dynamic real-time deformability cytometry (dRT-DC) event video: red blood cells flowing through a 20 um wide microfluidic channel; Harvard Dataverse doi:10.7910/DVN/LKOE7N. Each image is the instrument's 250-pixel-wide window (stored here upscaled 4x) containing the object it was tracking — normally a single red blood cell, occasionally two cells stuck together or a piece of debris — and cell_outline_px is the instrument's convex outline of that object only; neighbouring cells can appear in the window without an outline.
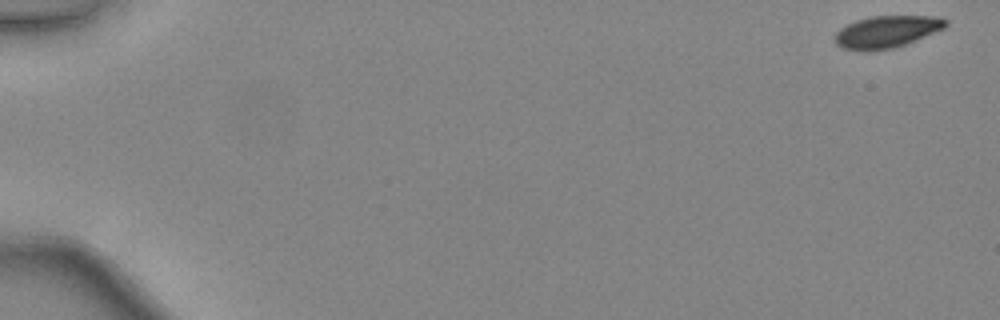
{"species": "common noctule bat (a hibernating species)", "species_latin": "Nyctalus noctula", "temperature_condition": "warm", "stored_images_in_passage": 47, "camera_frame_rate_fps": 3000, "um_per_image_px": 0.085, "animal": {"sex": "female", "body_mass_g": 24.6, "forearm_length_mm": 56.2}, "frame": {"image": 1, "passage_image": 1, "time_ms": 0.0, "image_size_px": [1000, 320], "cell_outline_px": [[948, 24], [944, 28], [916, 40], [892, 48], [844, 48], [836, 44], [832, 40], [836, 32], [840, 28], [856, 20], [872, 16], [932, 16], [948, 20]], "centroid_in_image_um": [75.38, 2.65], "position_along_channel_um": 9.6, "area_um2": 20.0}}
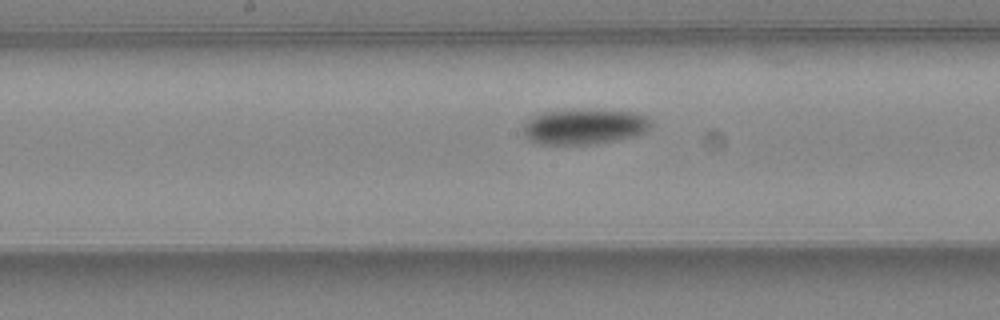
{"frame": {"image": 2, "passage_image": 26, "time_ms": 8.333, "image_size_px": [1000, 320], "cell_outline_px": [[652, 124], [644, 132], [636, 136], [616, 140], [592, 144], [540, 144], [528, 140], [524, 136], [524, 124], [532, 116], [540, 112], [576, 108], [592, 108], [636, 112], [648, 116], [652, 120]], "centroid_in_image_um": [49.68, 10.72], "position_along_channel_um": 198.5, "area_um2": 27.22}}
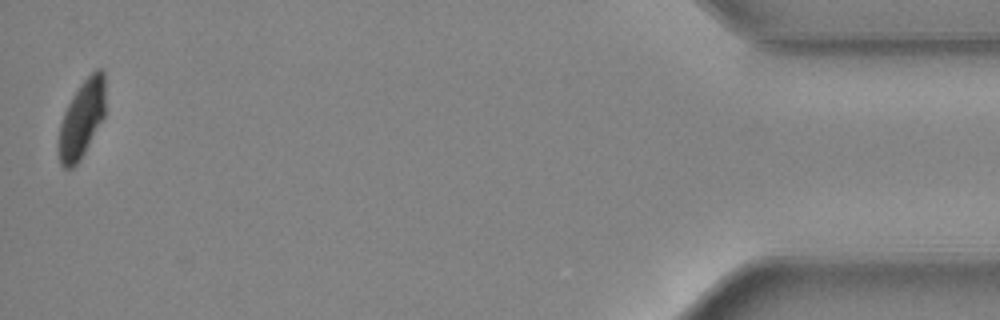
{"frame": {"image": 3, "passage_image": 47, "time_ms": 15.333, "image_size_px": [1000, 320], "cell_outline_px": [[104, 116], [80, 160], [72, 168], [64, 168], [60, 164], [60, 124], [64, 112], [72, 96], [80, 84], [96, 68], [100, 68], [104, 72]], "centroid_in_image_um": [6.96, 10.09], "position_along_channel_um": 428.2, "area_um2": 20.52}, "authors_computed_cell_mechanics": {"area_um2": 23.4668, "velocity_mm_per_s": 4.4343, "shape_relaxation_time_tau1_ms": 2.0211, "shape_relaxation_time_tau2_ms": 4.6089, "deformation_change_tau1": 0.0994, "deformation_change_tau2": 0.0889}}